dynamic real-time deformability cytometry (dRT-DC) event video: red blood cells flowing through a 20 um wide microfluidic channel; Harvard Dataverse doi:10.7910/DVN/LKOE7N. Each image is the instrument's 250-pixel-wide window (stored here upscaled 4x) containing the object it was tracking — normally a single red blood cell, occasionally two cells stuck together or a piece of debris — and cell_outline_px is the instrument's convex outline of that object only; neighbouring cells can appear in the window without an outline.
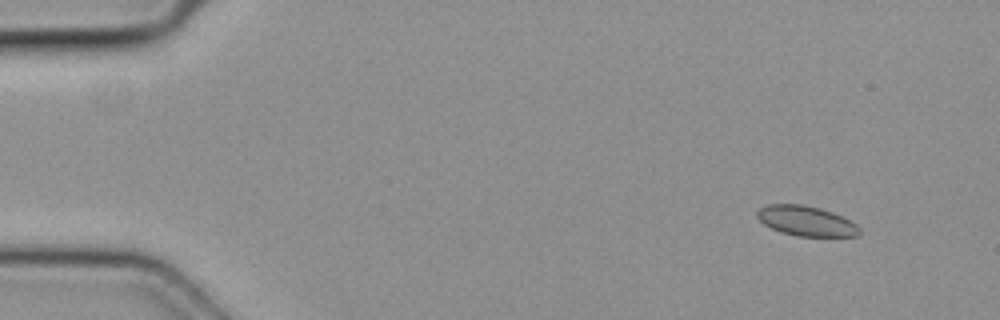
{"species": "common noctule bat (a hibernating species)", "species_latin": "Nyctalus noctula", "temperature_condition": "cold", "stored_images_in_passage": 6, "camera_frame_rate_fps": 3000, "um_per_image_px": 0.085, "animal": {"sex": "female", "body_mass_g": 19.3, "forearm_length_mm": 54.1}, "frame": {"image": 1, "passage_image": 1, "time_ms": 0.0, "image_size_px": [1000, 320], "cell_outline_px": [[860, 236], [796, 236], [780, 232], [764, 224], [756, 216], [756, 212], [760, 208], [768, 204], [804, 204], [820, 208], [832, 212], [856, 224], [860, 228]], "centroid_in_image_um": [68.51, 18.78], "position_along_channel_um": 16.5, "area_um2": 17.86}}
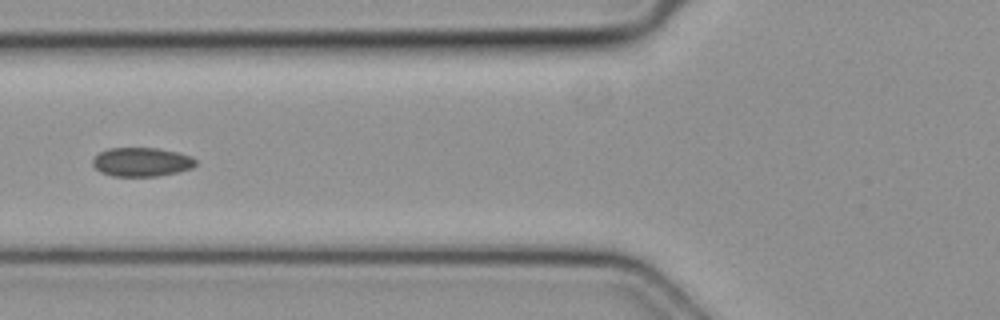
{"frame": {"image": 2, "passage_image": 5, "time_ms": 1.333, "image_size_px": [1000, 320], "cell_outline_px": [[196, 164], [192, 168], [176, 172], [156, 176], [112, 176], [100, 172], [92, 164], [92, 160], [100, 152], [108, 148], [156, 148], [176, 152], [192, 156], [196, 160]], "centroid_in_image_um": [12.03, 13.77], "position_along_channel_um": 113.8, "area_um2": 17.28}}
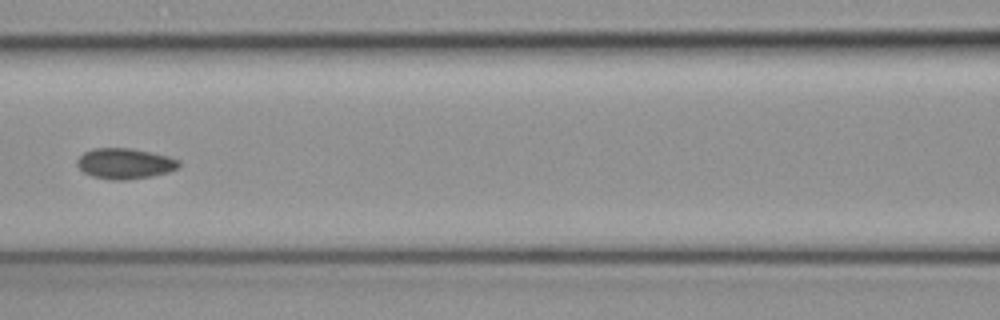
{"frame": {"image": 3, "passage_image": 6, "time_ms": 1.667, "image_size_px": [1000, 320], "cell_outline_px": [[180, 168], [168, 172], [152, 176], [124, 180], [112, 180], [92, 176], [84, 172], [76, 164], [76, 160], [84, 152], [96, 148], [132, 148], [152, 152], [168, 156], [180, 160]], "centroid_in_image_um": [10.64, 13.9], "position_along_channel_um": 156.0, "area_um2": 18.26}}